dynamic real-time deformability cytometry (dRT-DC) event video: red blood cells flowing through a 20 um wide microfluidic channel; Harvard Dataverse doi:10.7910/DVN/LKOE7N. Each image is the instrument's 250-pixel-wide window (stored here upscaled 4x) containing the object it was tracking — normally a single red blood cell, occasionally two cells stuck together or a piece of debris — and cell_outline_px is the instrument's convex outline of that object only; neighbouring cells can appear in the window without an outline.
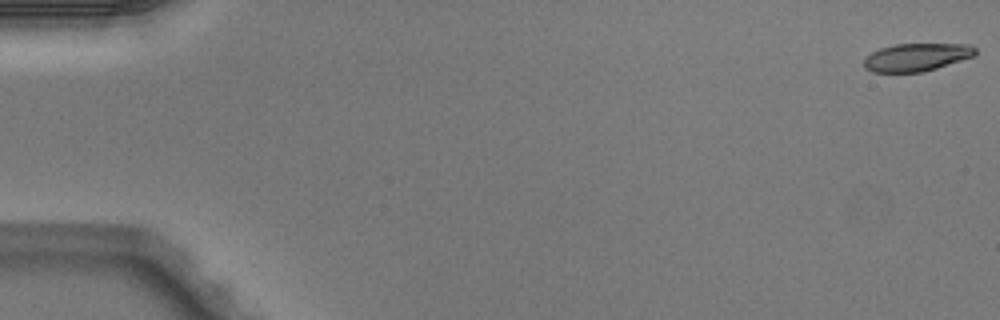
{"species": "Egyptian fruit bat (a non-hibernating species)", "species_latin": "Rousettus aegyptiacus", "temperature_condition": "warm", "stored_images_in_passage": 51, "camera_frame_rate_fps": 3000, "um_per_image_px": 0.085, "animal": {"sex": "male"}, "frame": {"image": 1, "passage_image": 1, "time_ms": 0.0, "image_size_px": [1000, 320], "cell_outline_px": [[976, 56], [936, 68], [920, 72], [872, 72], [864, 68], [864, 60], [872, 52], [880, 48], [896, 44], [972, 44], [976, 48]], "centroid_in_image_um": [77.94, 4.86], "position_along_channel_um": 7.1, "area_um2": 18.09}}
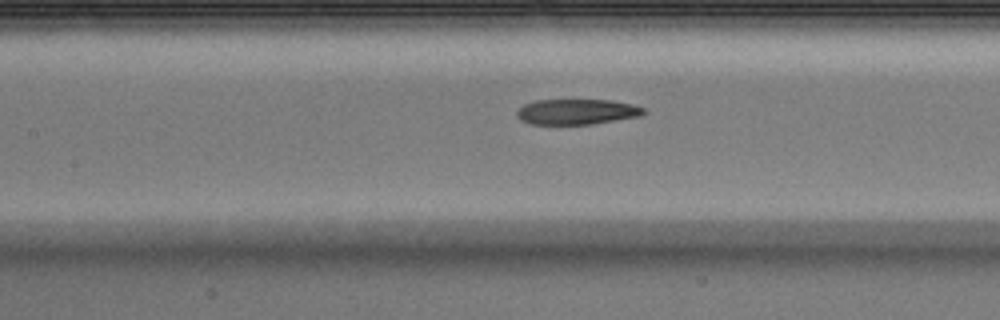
{"frame": {"image": 2, "passage_image": 24, "time_ms": 7.667, "image_size_px": [1000, 320], "cell_outline_px": [[648, 112], [640, 116], [592, 124], [528, 124], [520, 120], [516, 116], [516, 112], [524, 104], [536, 100], [612, 100], [632, 104], [644, 108]], "centroid_in_image_um": [49.03, 9.5], "position_along_channel_um": 158.4, "area_um2": 18.9}}
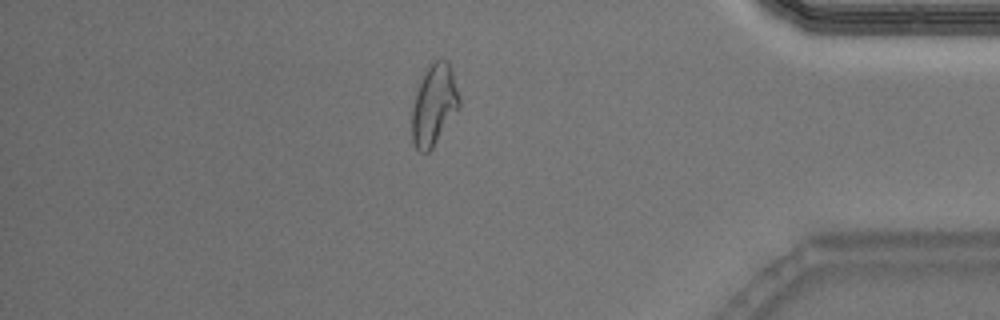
{"frame": {"image": 3, "passage_image": 44, "time_ms": 14.333, "image_size_px": [1000, 320], "cell_outline_px": [[460, 108], [432, 148], [428, 152], [420, 152], [416, 148], [412, 140], [412, 108], [416, 92], [428, 64], [436, 60], [448, 60], [452, 68], [460, 96]], "centroid_in_image_um": [36.91, 8.9], "position_along_channel_um": 398.3, "area_um2": 22.48}, "authors_computed_cell_mechanics": {"area_um2": 20.1722, "velocity_mm_per_s": 4.0493, "shape_relaxation_time_tau1_ms": 8.023, "shape_relaxation_time_tau2_ms": 2.7983, "deformation_change_tau1": 0.2609, "deformation_change_tau2": 0.118}}